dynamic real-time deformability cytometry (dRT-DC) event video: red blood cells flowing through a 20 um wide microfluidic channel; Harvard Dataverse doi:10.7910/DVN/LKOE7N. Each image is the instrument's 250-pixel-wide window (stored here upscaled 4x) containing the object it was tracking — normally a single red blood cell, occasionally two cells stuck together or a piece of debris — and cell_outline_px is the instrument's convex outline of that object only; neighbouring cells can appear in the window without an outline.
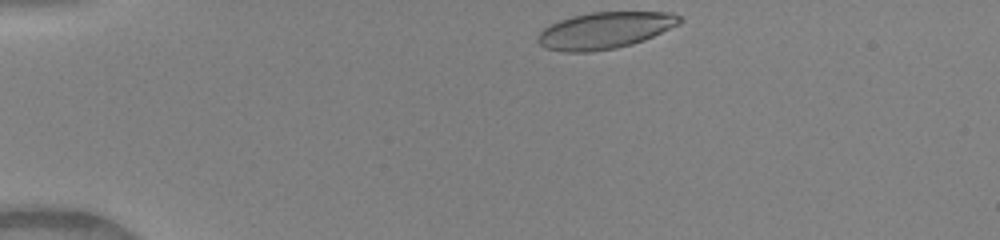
{"species": "human", "species_latin": "Homo sapiens", "temperature_condition": "warm", "stored_images_in_passage": 40, "camera_frame_rate_fps": 3000, "um_per_image_px": 0.085, "donor": {"sex": "female"}, "frame": {"image": 1, "passage_image": 1, "time_ms": 0.0, "image_size_px": [1000, 240], "cell_outline_px": [[684, 20], [680, 24], [644, 40], [632, 44], [616, 48], [588, 52], [564, 52], [548, 48], [540, 44], [536, 40], [536, 36], [544, 28], [560, 20], [572, 16], [592, 12], [672, 12], [680, 16]], "centroid_in_image_um": [51.44, 2.58], "position_along_channel_um": 33.6, "area_um2": 30.23}}
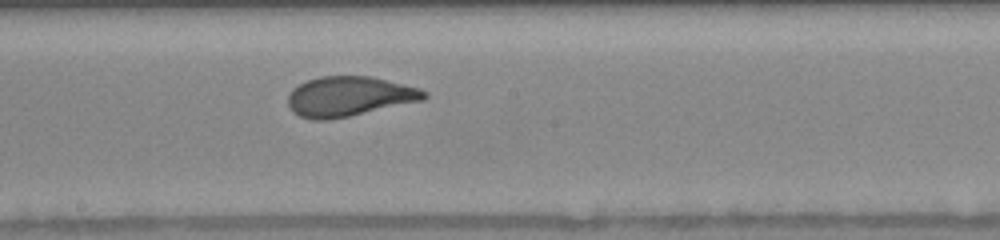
{"frame": {"image": 2, "passage_image": 19, "time_ms": 6.0, "image_size_px": [1000, 240], "cell_outline_px": [[428, 96], [424, 100], [348, 116], [328, 120], [312, 120], [300, 116], [292, 112], [288, 104], [288, 96], [292, 88], [308, 80], [320, 76], [372, 76], [420, 88], [428, 92]], "centroid_in_image_um": [29.68, 8.19], "position_along_channel_um": 218.5, "area_um2": 31.67}}
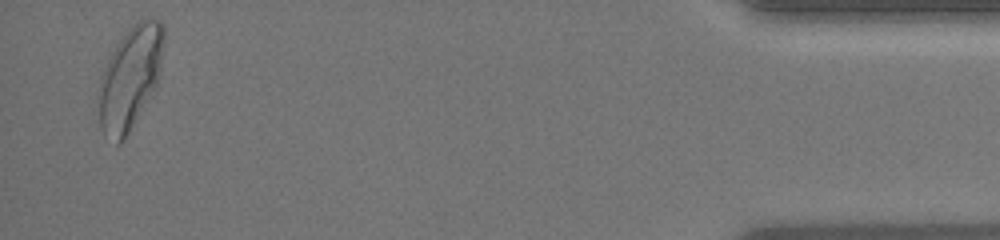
{"frame": {"image": 3, "passage_image": 39, "time_ms": 12.667, "image_size_px": [1000, 240], "cell_outline_px": [[164, 44], [160, 72], [156, 84], [128, 132], [120, 144], [116, 144], [104, 136], [100, 128], [96, 92], [104, 68], [116, 44], [128, 28], [144, 16], [152, 16], [160, 20], [164, 24]], "centroid_in_image_um": [11.04, 6.56], "position_along_channel_um": 424.2, "area_um2": 39.3}, "authors_computed_cell_mechanics": {"area_um2": 31.6744, "velocity_mm_per_s": 4.1303, "shape_relaxation_time_tau1_ms": 3.5022, "shape_relaxation_time_tau2_ms": null, "deformation_change_tau1": 0.1827, "deformation_change_tau2": null}}